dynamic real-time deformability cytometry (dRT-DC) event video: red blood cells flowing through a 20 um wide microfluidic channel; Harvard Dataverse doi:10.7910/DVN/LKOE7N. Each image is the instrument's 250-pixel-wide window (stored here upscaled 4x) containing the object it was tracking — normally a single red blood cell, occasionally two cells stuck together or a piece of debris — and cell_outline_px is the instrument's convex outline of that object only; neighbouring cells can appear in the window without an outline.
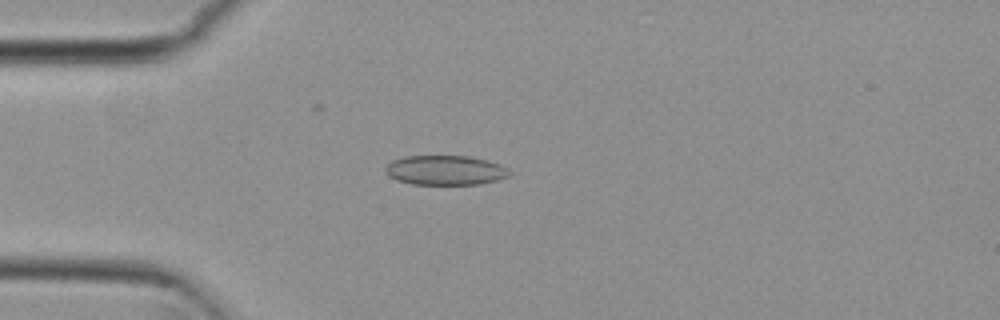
{"species": "common noctule bat (a hibernating species)", "species_latin": "Nyctalus noctula", "temperature_condition": "cold", "stored_images_in_passage": 53, "camera_frame_rate_fps": 3000, "um_per_image_px": 0.085, "animal": {"sex": "female", "body_mass_g": 29.2, "forearm_length_mm": 56.3}, "frame": {"image": 1, "passage_image": 13, "time_ms": 4.0, "image_size_px": [1000, 320], "cell_outline_px": [[512, 172], [508, 176], [496, 180], [480, 184], [412, 184], [396, 180], [388, 176], [384, 172], [384, 168], [392, 160], [404, 156], [468, 156], [500, 164], [508, 168]], "centroid_in_image_um": [37.82, 14.47], "position_along_channel_um": 47.2, "area_um2": 21.44}}
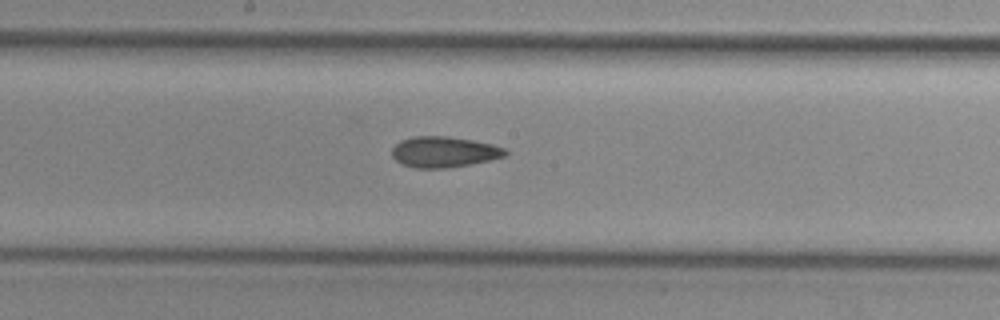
{"frame": {"image": 2, "passage_image": 27, "time_ms": 8.667, "image_size_px": [1000, 320], "cell_outline_px": [[508, 156], [472, 164], [448, 168], [416, 168], [404, 164], [396, 160], [392, 156], [392, 148], [400, 140], [412, 136], [448, 136], [472, 140], [492, 144], [504, 148], [508, 152]], "centroid_in_image_um": [37.76, 12.91], "position_along_channel_um": 210.4, "area_um2": 20.46}}
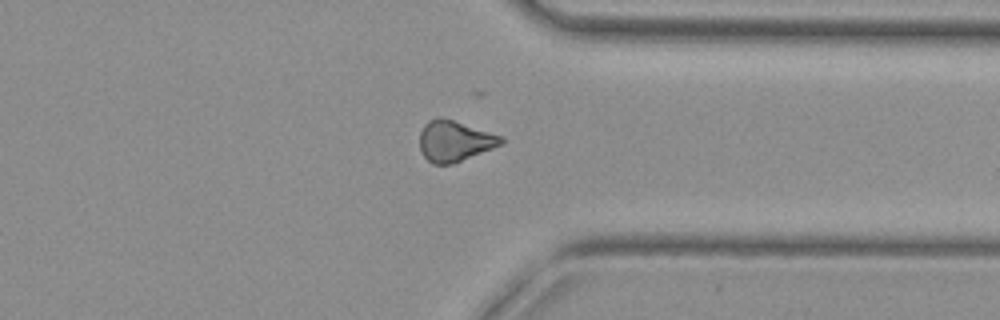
{"frame": {"image": 3, "passage_image": 40, "time_ms": 13.0, "image_size_px": [1000, 320], "cell_outline_px": [[504, 144], [452, 164], [432, 164], [424, 156], [420, 148], [420, 132], [424, 124], [428, 120], [436, 116], [452, 120], [500, 136], [504, 140]], "centroid_in_image_um": [38.61, 11.99], "position_along_channel_um": 372.8, "area_um2": 19.13}, "authors_computed_cell_mechanics": {"area_um2": 20.4034, "velocity_mm_per_s": 3.8096, "shape_relaxation_time_tau1_ms": null, "shape_relaxation_time_tau2_ms": 9.9913, "deformation_change_tau1": null, "deformation_change_tau2": 0.1471}}